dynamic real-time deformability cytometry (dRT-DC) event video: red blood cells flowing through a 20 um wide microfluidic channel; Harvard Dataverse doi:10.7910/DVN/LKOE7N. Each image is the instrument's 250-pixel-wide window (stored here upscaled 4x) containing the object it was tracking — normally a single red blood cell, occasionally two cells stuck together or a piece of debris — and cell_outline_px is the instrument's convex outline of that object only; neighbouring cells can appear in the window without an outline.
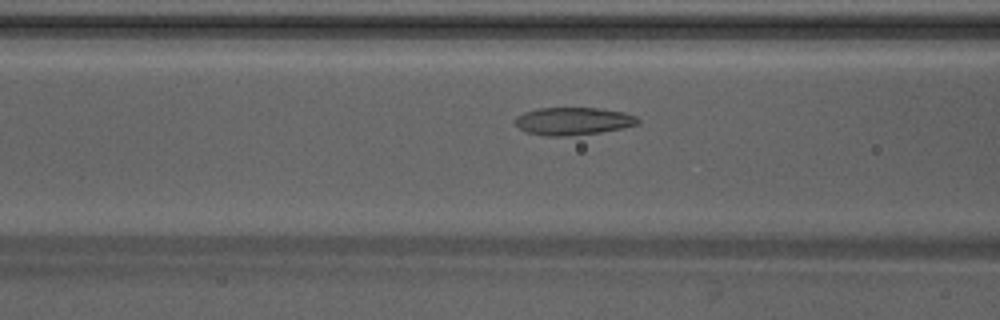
{"species": "Egyptian fruit bat (a non-hibernating species)", "species_latin": "Rousettus aegyptiacus", "temperature_condition": "warm", "stored_images_in_passage": 16, "camera_frame_rate_fps": 3000, "um_per_image_px": 0.085, "animal": {"sex": "male"}, "frame": {"image": 1, "passage_image": 14, "time_ms": 4.333, "image_size_px": [1000, 320], "cell_outline_px": [[640, 124], [600, 132], [568, 136], [544, 136], [528, 132], [520, 128], [516, 124], [516, 116], [524, 112], [536, 108], [600, 108], [624, 112], [636, 116], [640, 120]], "centroid_in_image_um": [48.73, 10.29], "position_along_channel_um": 117.9, "area_um2": 19.77}}